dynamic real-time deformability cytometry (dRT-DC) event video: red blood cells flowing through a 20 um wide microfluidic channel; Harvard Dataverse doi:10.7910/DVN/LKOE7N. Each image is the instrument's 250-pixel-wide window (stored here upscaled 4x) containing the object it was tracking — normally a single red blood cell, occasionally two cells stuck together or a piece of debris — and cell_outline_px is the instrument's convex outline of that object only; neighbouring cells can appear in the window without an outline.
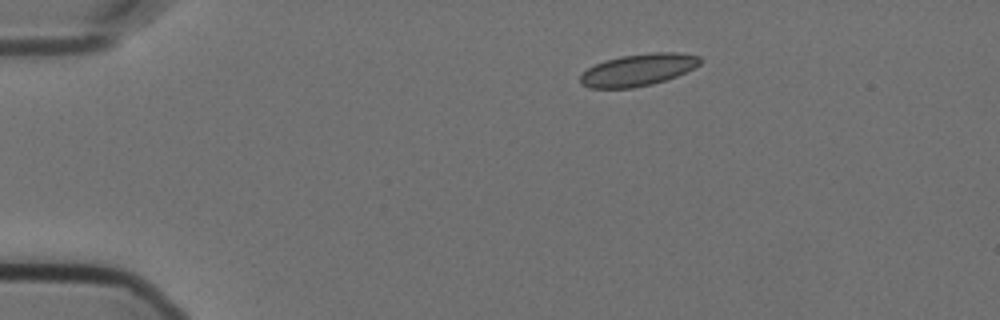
{"species": "Egyptian fruit bat (a non-hibernating species)", "species_latin": "Rousettus aegyptiacus", "temperature_condition": "cold", "stored_images_in_passage": 47, "camera_frame_rate_fps": 3000, "um_per_image_px": 0.085, "animal": {"sex": "female"}, "frame": {"image": 1, "passage_image": 1, "time_ms": 0.0, "image_size_px": [1000, 320], "cell_outline_px": [[700, 64], [676, 76], [652, 84], [632, 88], [588, 88], [580, 84], [580, 76], [588, 68], [604, 60], [620, 56], [652, 52], [676, 52], [700, 56]], "centroid_in_image_um": [54.2, 5.94], "position_along_channel_um": 30.8, "area_um2": 22.25}}
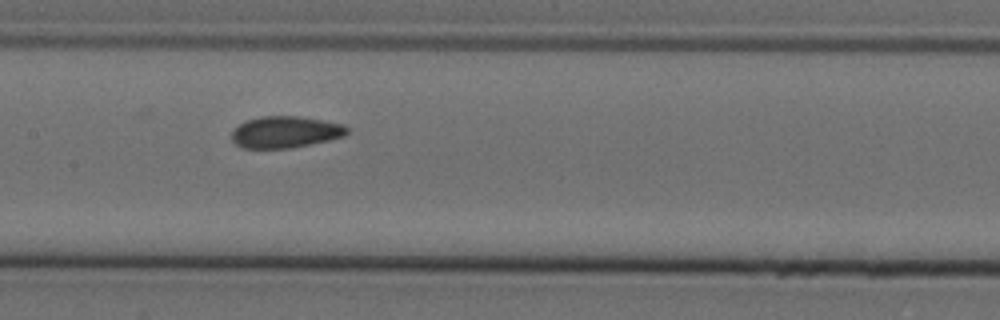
{"frame": {"image": 2, "passage_image": 19, "time_ms": 6.0, "image_size_px": [1000, 320], "cell_outline_px": [[348, 132], [344, 136], [328, 140], [292, 148], [244, 148], [236, 144], [232, 140], [232, 132], [240, 124], [248, 120], [260, 116], [296, 116], [344, 124], [348, 128]], "centroid_in_image_um": [24.26, 11.23], "position_along_channel_um": 183.1, "area_um2": 21.04}}
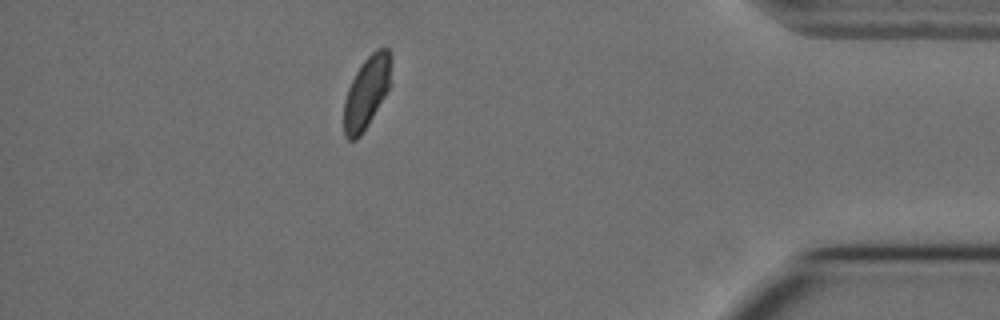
{"frame": {"image": 3, "passage_image": 41, "time_ms": 13.333, "image_size_px": [1000, 320], "cell_outline_px": [[392, 64], [388, 88], [384, 96], [368, 124], [360, 136], [356, 140], [348, 140], [344, 136], [344, 100], [348, 88], [360, 64], [376, 48], [388, 48], [392, 60]], "centroid_in_image_um": [31.15, 7.83], "position_along_channel_um": 404.1, "area_um2": 19.65}, "authors_computed_cell_mechanics": {"area_um2": 21.6172, "velocity_mm_per_s": 3.5486, "shape_relaxation_time_tau1_ms": null, "shape_relaxation_time_tau2_ms": 1.6954, "deformation_change_tau1": null, "deformation_change_tau2": 0.0447}}